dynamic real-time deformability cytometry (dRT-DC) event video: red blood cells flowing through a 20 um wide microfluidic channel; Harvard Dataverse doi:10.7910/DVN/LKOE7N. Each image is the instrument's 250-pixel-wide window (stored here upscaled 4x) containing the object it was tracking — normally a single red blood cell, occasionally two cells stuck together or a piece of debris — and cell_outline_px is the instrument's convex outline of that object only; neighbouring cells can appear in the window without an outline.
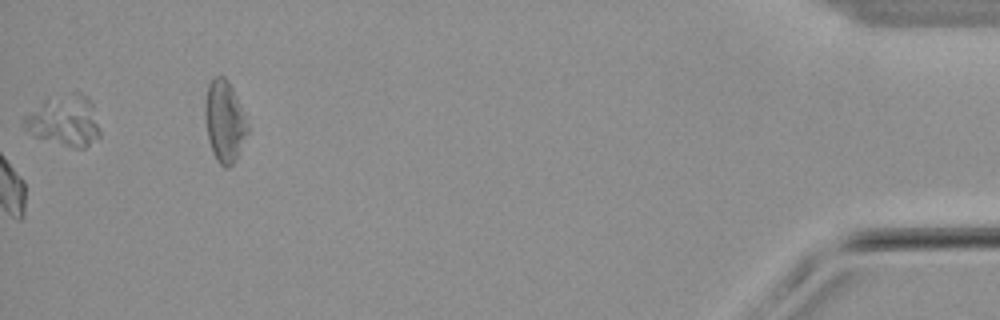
{"species": "common noctule bat (a hibernating species)", "species_latin": "Nyctalus noctula", "temperature_condition": "warm", "stored_images_in_passage": 58, "camera_frame_rate_fps": 3000, "um_per_image_px": 0.085, "animal": {"sex": "male", "body_mass_g": 21.5, "forearm_length_mm": 52.0}, "frame": {"image": 1, "passage_image": 58, "time_ms": 19.0, "image_size_px": [1000, 320], "cell_outline_px": [[100, 136], [84, 148], [76, 148], [36, 136], [24, 128], [24, 116], [28, 112], [44, 100], [76, 92], [80, 92], [88, 96], [92, 104], [100, 132]], "centroid_in_image_um": [5.49, 10.24], "position_along_channel_um": 429.7, "area_um2": 21.91}}